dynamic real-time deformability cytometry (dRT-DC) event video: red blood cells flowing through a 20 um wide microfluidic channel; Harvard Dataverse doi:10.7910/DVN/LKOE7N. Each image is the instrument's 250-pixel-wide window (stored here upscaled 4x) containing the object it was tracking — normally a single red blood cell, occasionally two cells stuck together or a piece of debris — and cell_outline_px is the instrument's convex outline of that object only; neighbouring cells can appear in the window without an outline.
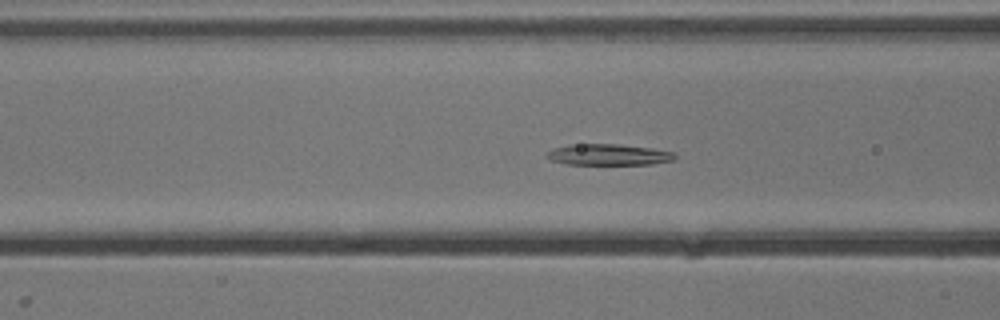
{"species": "common noctule bat (a hibernating species)", "species_latin": "Nyctalus noctula", "temperature_condition": "cold", "stored_images_in_passage": 55, "camera_frame_rate_fps": 3000, "um_per_image_px": 0.085, "animal": {"sex": "male", "body_mass_g": 13.3}, "frame": {"image": 1, "passage_image": 22, "time_ms": 7.0, "image_size_px": [1000, 320], "cell_outline_px": [[676, 160], [652, 164], [564, 164], [552, 160], [544, 156], [552, 148], [568, 144], [620, 144], [652, 148], [676, 152]], "centroid_in_image_um": [51.74, 13.14], "position_along_channel_um": 114.9, "area_um2": 16.01}}
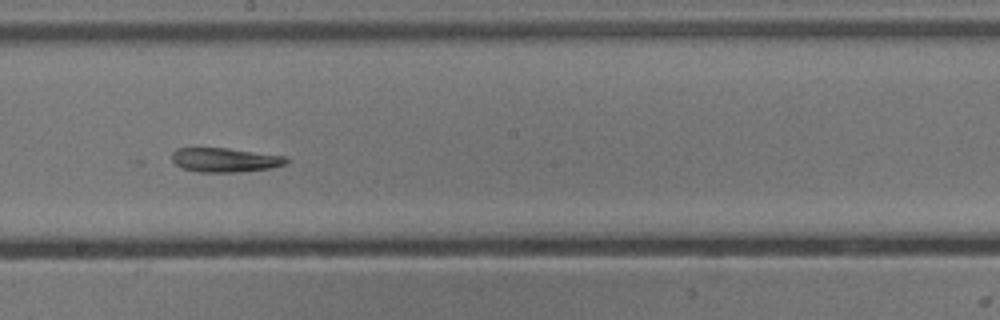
{"frame": {"image": 2, "passage_image": 31, "time_ms": 10.0, "image_size_px": [1000, 320], "cell_outline_px": [[288, 164], [272, 168], [240, 172], [196, 172], [184, 168], [176, 164], [172, 160], [172, 152], [176, 148], [228, 148], [284, 156], [288, 160]], "centroid_in_image_um": [19.14, 13.6], "position_along_channel_um": 229.1, "area_um2": 16.18}}
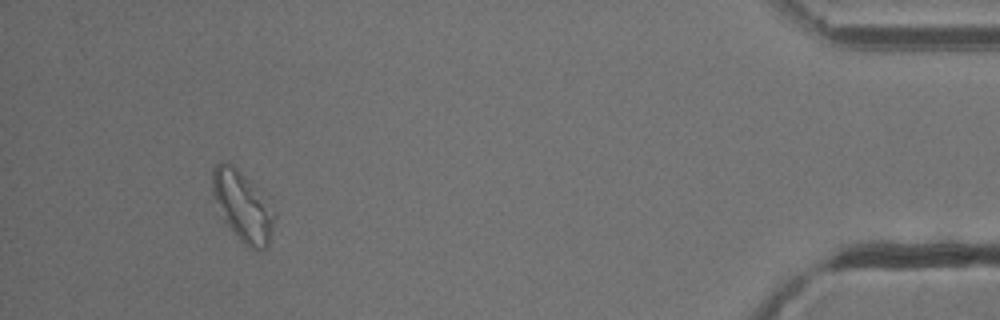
{"frame": {"image": 3, "passage_image": 51, "time_ms": 16.667, "image_size_px": [1000, 320], "cell_outline_px": [[276, 216], [268, 248], [256, 252], [248, 248], [224, 224], [212, 196], [212, 168], [220, 160], [232, 164], [252, 184]], "centroid_in_image_um": [20.57, 17.6], "position_along_channel_um": 414.6, "area_um2": 25.32}, "authors_computed_cell_mechanics": {"area_um2": 18.5538, "velocity_mm_per_s": 3.8064, "shape_relaxation_time_tau1_ms": 2.9609, "shape_relaxation_time_tau2_ms": 5.1746, "deformation_change_tau1": 0.1215, "deformation_change_tau2": 0.1434}}